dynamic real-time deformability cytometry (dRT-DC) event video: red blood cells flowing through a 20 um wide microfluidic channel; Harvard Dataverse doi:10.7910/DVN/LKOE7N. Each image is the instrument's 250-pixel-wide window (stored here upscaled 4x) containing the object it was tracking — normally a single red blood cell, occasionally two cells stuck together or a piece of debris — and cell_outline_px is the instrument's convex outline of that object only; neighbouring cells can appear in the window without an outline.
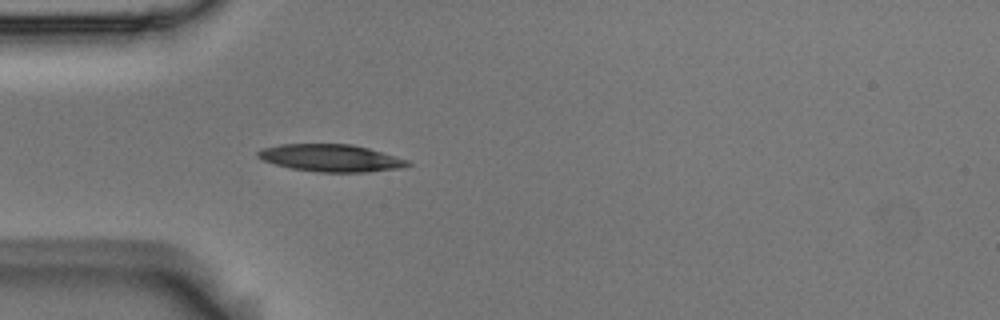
{"species": "Egyptian fruit bat (a non-hibernating species)", "species_latin": "Rousettus aegyptiacus", "temperature_condition": "room temperature", "stored_images_in_passage": 4, "camera_frame_rate_fps": 3000, "um_per_image_px": 0.085, "animal": {"sex": "male"}, "frame": {"image": 1, "passage_image": 4, "time_ms": 1.0, "image_size_px": [1000, 320], "cell_outline_px": [[412, 164], [400, 168], [368, 172], [316, 172], [292, 168], [276, 164], [264, 160], [256, 156], [256, 152], [264, 148], [280, 144], [352, 144], [368, 148], [408, 160]], "centroid_in_image_um": [28.13, 13.43], "position_along_channel_um": 56.9, "area_um2": 23.64}}